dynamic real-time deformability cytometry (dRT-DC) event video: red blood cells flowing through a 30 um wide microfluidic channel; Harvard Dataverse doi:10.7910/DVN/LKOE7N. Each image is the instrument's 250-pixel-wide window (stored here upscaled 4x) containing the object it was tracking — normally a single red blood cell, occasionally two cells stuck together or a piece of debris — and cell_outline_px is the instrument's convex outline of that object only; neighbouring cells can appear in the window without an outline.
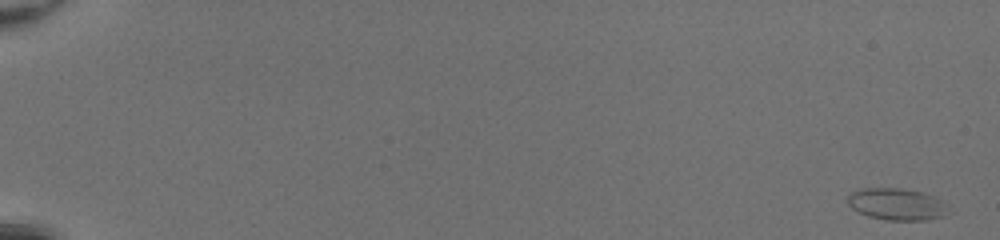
{"species": "common noctule bat (a hibernating species)", "species_latin": "Nyctalus noctula", "temperature_condition": "room temperature", "stored_images_in_passage": 51, "camera_frame_rate_fps": 3000, "um_per_image_px": 0.085, "animal": {"sex": "female", "body_mass_g": 20.0, "forearm_length_mm": 54.0}, "frame": {"image": 1, "passage_image": 1, "time_ms": 0.0, "image_size_px": [1000, 240], "cell_outline_px": [[944, 216], [928, 220], [888, 220], [868, 216], [852, 208], [848, 204], [848, 192], [860, 188], [900, 188], [924, 192], [940, 200]], "centroid_in_image_um": [76.11, 17.34], "position_along_channel_um": 8.9, "area_um2": 18.32}}
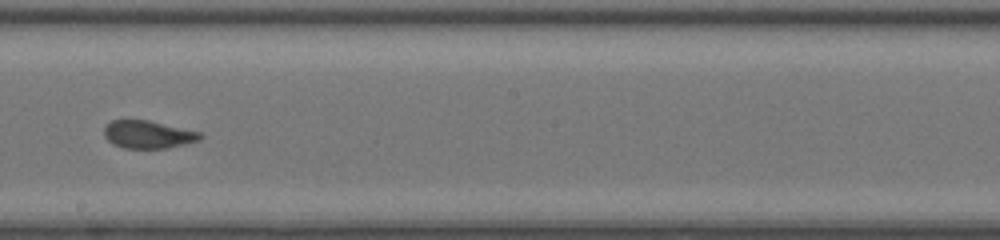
{"frame": {"image": 2, "passage_image": 32, "time_ms": 10.333, "image_size_px": [1000, 240], "cell_outline_px": [[204, 136], [200, 140], [168, 148], [124, 148], [112, 144], [104, 136], [104, 128], [112, 120], [148, 120], [200, 132]], "centroid_in_image_um": [12.59, 11.44], "position_along_channel_um": 235.6, "area_um2": 15.49}}
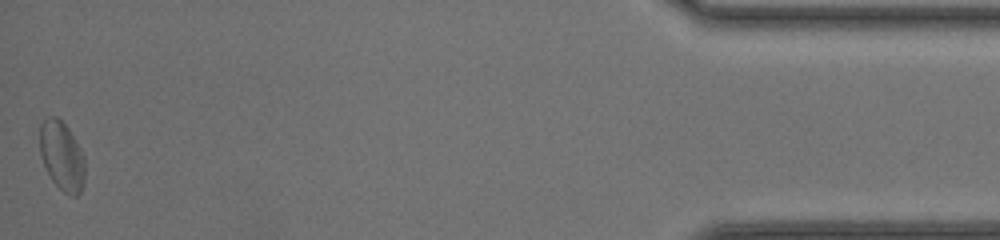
{"frame": {"image": 3, "passage_image": 51, "time_ms": 16.667, "image_size_px": [1000, 240], "cell_outline_px": [[84, 184], [80, 192], [76, 196], [72, 196], [64, 192], [52, 180], [40, 156], [40, 124], [48, 116], [56, 116], [68, 128], [80, 148], [84, 156]], "centroid_in_image_um": [5.26, 13.25], "position_along_channel_um": 429.9, "area_um2": 18.03}, "authors_computed_cell_mechanics": {"area_um2": 16.762, "velocity_mm_per_s": 4.2749, "shape_relaxation_time_tau1_ms": 5.0152, "shape_relaxation_time_tau2_ms": 0.7524, "deformation_change_tau1": 0.1376, "deformation_change_tau2": 0.0605}}